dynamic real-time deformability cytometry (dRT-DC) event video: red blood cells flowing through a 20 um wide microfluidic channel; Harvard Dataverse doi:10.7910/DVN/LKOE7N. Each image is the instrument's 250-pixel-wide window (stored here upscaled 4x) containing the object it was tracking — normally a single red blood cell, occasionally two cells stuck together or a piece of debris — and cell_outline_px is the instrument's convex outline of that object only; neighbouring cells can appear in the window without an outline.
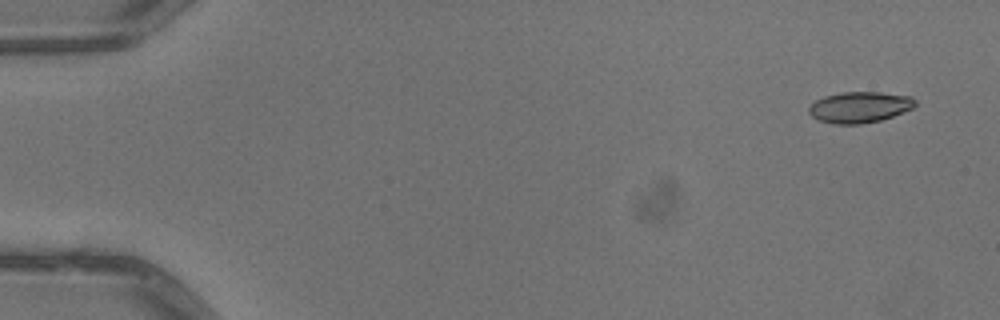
{"species": "common noctule bat (a hibernating species)", "species_latin": "Nyctalus noctula", "temperature_condition": "warm", "stored_images_in_passage": 2, "camera_frame_rate_fps": 3000, "um_per_image_px": 0.085, "animal": {"sex": "male", "body_mass_g": 13.3}, "frame": {"image": 1, "passage_image": 1, "time_ms": 0.0, "image_size_px": [1000, 320], "cell_outline_px": [[916, 104], [912, 108], [892, 116], [880, 120], [860, 124], [832, 124], [820, 120], [812, 116], [808, 112], [808, 108], [816, 100], [824, 96], [840, 92], [880, 92], [912, 96], [916, 100]], "centroid_in_image_um": [73.06, 9.1], "position_along_channel_um": 11.9, "area_um2": 19.19}}